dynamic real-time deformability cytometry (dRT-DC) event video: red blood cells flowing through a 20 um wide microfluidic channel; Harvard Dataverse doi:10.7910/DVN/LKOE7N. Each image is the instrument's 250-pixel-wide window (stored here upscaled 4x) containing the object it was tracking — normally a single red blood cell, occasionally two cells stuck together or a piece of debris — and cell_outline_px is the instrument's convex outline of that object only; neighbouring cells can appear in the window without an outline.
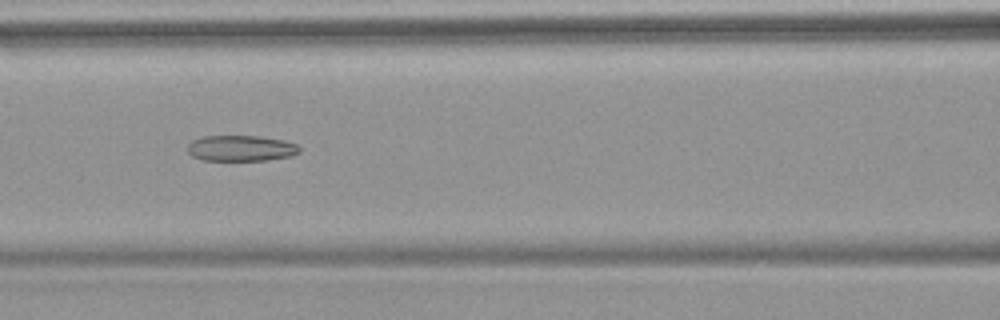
{"species": "common noctule bat (a hibernating species)", "species_latin": "Nyctalus noctula", "temperature_condition": "warm", "stored_images_in_passage": 9, "camera_frame_rate_fps": 3000, "um_per_image_px": 0.085, "animal": {"sex": "female", "body_mass_g": 18.4}, "frame": {"image": 1, "passage_image": 7, "time_ms": 7.0, "image_size_px": [1000, 320], "cell_outline_px": [[300, 152], [292, 156], [268, 160], [204, 160], [192, 156], [188, 152], [188, 144], [192, 140], [204, 136], [260, 136], [284, 140], [296, 144], [300, 148]], "centroid_in_image_um": [20.5, 12.6], "position_along_channel_um": 146.1, "area_um2": 16.88}}
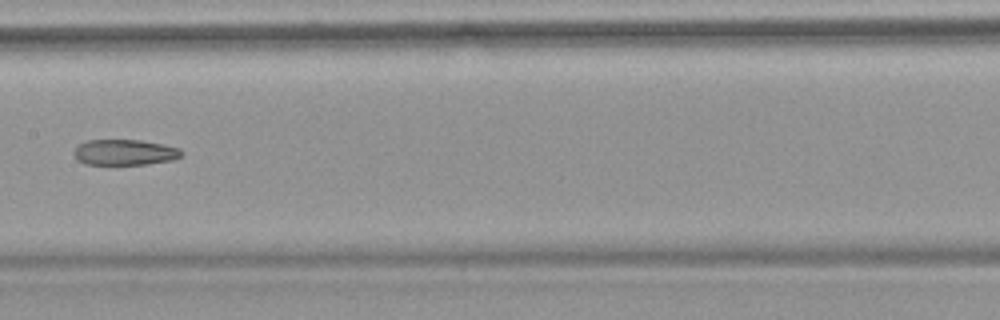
{"frame": {"image": 2, "passage_image": 8, "time_ms": 8.333, "image_size_px": [1000, 320], "cell_outline_px": [[184, 152], [180, 156], [172, 160], [148, 164], [84, 164], [76, 160], [72, 152], [80, 144], [88, 140], [140, 140], [180, 148]], "centroid_in_image_um": [10.58, 12.95], "position_along_channel_um": 196.8, "area_um2": 16.07}}